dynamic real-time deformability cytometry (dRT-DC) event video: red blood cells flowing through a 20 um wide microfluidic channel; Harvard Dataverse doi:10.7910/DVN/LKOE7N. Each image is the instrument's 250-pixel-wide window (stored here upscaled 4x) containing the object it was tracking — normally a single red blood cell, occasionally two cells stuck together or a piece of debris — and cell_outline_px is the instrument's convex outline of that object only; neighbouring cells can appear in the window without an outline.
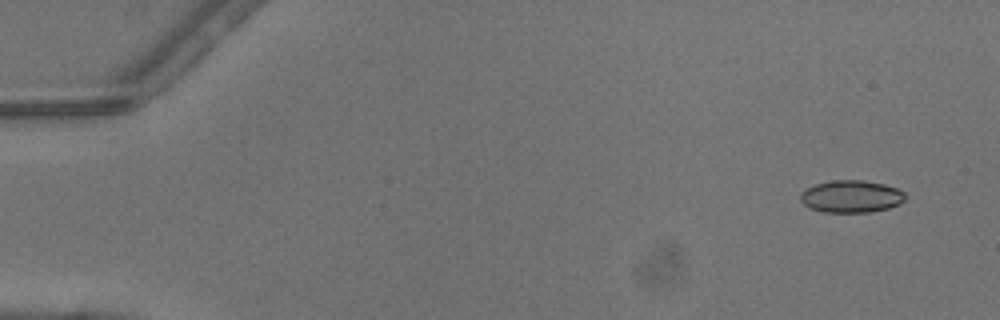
{"species": "common noctule bat (a hibernating species)", "species_latin": "Nyctalus noctula", "temperature_condition": "warm", "stored_images_in_passage": 4, "camera_frame_rate_fps": 3000, "um_per_image_px": 0.085, "animal": {"sex": "male", "body_mass_g": 13.3}, "frame": {"image": 1, "passage_image": 1, "time_ms": 0.0, "image_size_px": [1000, 320], "cell_outline_px": [[904, 200], [900, 204], [888, 208], [868, 212], [824, 212], [808, 208], [800, 200], [800, 196], [808, 188], [816, 184], [832, 180], [864, 180], [884, 184], [896, 188], [904, 192]], "centroid_in_image_um": [72.36, 16.7], "position_along_channel_um": 12.6, "area_um2": 19.59}}
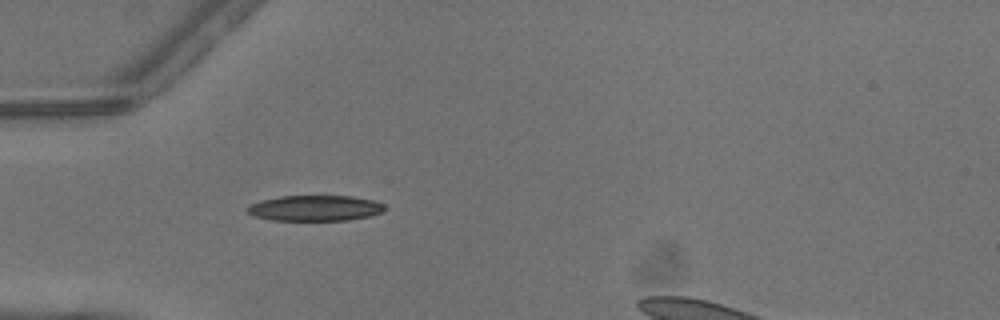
{"frame": {"image": 2, "passage_image": 4, "time_ms": 1.0, "image_size_px": [1000, 320], "cell_outline_px": [[384, 208], [380, 212], [368, 216], [348, 220], [272, 220], [252, 216], [244, 208], [260, 200], [280, 196], [324, 192], [352, 196], [376, 200], [384, 204]], "centroid_in_image_um": [26.76, 17.63], "position_along_channel_um": 58.2, "area_um2": 21.56}}